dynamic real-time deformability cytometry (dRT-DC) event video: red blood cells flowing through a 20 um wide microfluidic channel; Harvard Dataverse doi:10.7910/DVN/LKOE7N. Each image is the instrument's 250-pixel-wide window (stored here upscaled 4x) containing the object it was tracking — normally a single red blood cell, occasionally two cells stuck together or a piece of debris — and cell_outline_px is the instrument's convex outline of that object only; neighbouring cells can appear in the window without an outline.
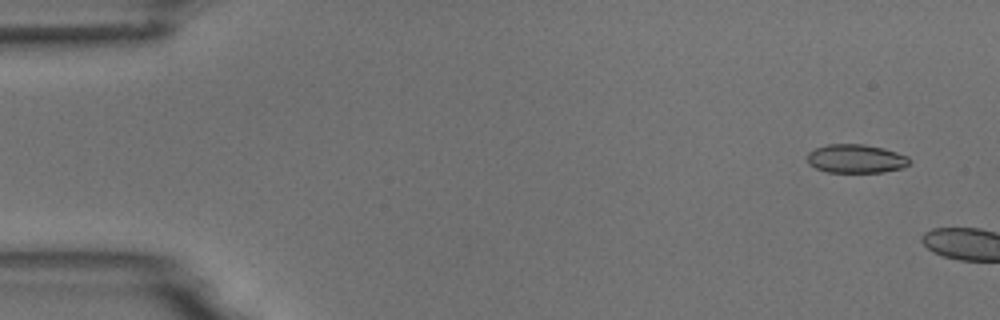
{"species": "common noctule bat (a hibernating species)", "species_latin": "Nyctalus noctula", "temperature_condition": "room temperature", "stored_images_in_passage": 2, "camera_frame_rate_fps": 3000, "um_per_image_px": 0.085, "animal": {"sex": "male", "body_mass_g": 18.8}, "frame": {"image": 1, "passage_image": 1, "time_ms": 0.0, "image_size_px": [1000, 320], "cell_outline_px": [[908, 164], [904, 168], [884, 172], [828, 172], [816, 168], [808, 164], [808, 152], [816, 148], [828, 144], [864, 144], [884, 148], [908, 156]], "centroid_in_image_um": [72.75, 13.49], "position_along_channel_um": 12.2, "area_um2": 17.05}}